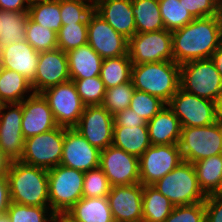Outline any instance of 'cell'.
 <instances>
[{"label":"cell","mask_w":222,"mask_h":222,"mask_svg":"<svg viewBox=\"0 0 222 222\" xmlns=\"http://www.w3.org/2000/svg\"><path fill=\"white\" fill-rule=\"evenodd\" d=\"M147 127L152 145L179 143L182 126L180 120L167 104L147 122Z\"/></svg>","instance_id":"603a6c76"},{"label":"cell","mask_w":222,"mask_h":222,"mask_svg":"<svg viewBox=\"0 0 222 222\" xmlns=\"http://www.w3.org/2000/svg\"><path fill=\"white\" fill-rule=\"evenodd\" d=\"M182 159L194 163L222 154V129L218 122L209 126L182 127L178 143Z\"/></svg>","instance_id":"8992f818"},{"label":"cell","mask_w":222,"mask_h":222,"mask_svg":"<svg viewBox=\"0 0 222 222\" xmlns=\"http://www.w3.org/2000/svg\"><path fill=\"white\" fill-rule=\"evenodd\" d=\"M171 33L175 63L209 59L222 43V16L196 18Z\"/></svg>","instance_id":"6da1fadb"},{"label":"cell","mask_w":222,"mask_h":222,"mask_svg":"<svg viewBox=\"0 0 222 222\" xmlns=\"http://www.w3.org/2000/svg\"><path fill=\"white\" fill-rule=\"evenodd\" d=\"M101 150L92 146L74 128L65 129L60 165L82 172L99 167Z\"/></svg>","instance_id":"ac0fdd59"},{"label":"cell","mask_w":222,"mask_h":222,"mask_svg":"<svg viewBox=\"0 0 222 222\" xmlns=\"http://www.w3.org/2000/svg\"><path fill=\"white\" fill-rule=\"evenodd\" d=\"M174 206L204 202L193 163L182 161L176 168L153 184Z\"/></svg>","instance_id":"5b68a950"},{"label":"cell","mask_w":222,"mask_h":222,"mask_svg":"<svg viewBox=\"0 0 222 222\" xmlns=\"http://www.w3.org/2000/svg\"><path fill=\"white\" fill-rule=\"evenodd\" d=\"M180 88L215 101L222 91V78L210 58L195 60L180 65Z\"/></svg>","instance_id":"52a82bcc"},{"label":"cell","mask_w":222,"mask_h":222,"mask_svg":"<svg viewBox=\"0 0 222 222\" xmlns=\"http://www.w3.org/2000/svg\"><path fill=\"white\" fill-rule=\"evenodd\" d=\"M183 161L178 144L151 145L140 157V183L153 185Z\"/></svg>","instance_id":"8fae6325"},{"label":"cell","mask_w":222,"mask_h":222,"mask_svg":"<svg viewBox=\"0 0 222 222\" xmlns=\"http://www.w3.org/2000/svg\"><path fill=\"white\" fill-rule=\"evenodd\" d=\"M65 129L58 126L48 132L25 139L24 151L19 161L47 170L60 165Z\"/></svg>","instance_id":"ba28073f"},{"label":"cell","mask_w":222,"mask_h":222,"mask_svg":"<svg viewBox=\"0 0 222 222\" xmlns=\"http://www.w3.org/2000/svg\"><path fill=\"white\" fill-rule=\"evenodd\" d=\"M205 222H222V198L207 195L204 201Z\"/></svg>","instance_id":"bcb514c9"},{"label":"cell","mask_w":222,"mask_h":222,"mask_svg":"<svg viewBox=\"0 0 222 222\" xmlns=\"http://www.w3.org/2000/svg\"><path fill=\"white\" fill-rule=\"evenodd\" d=\"M71 80L74 82L77 93L85 106L102 105L106 87L100 76Z\"/></svg>","instance_id":"ab89813d"},{"label":"cell","mask_w":222,"mask_h":222,"mask_svg":"<svg viewBox=\"0 0 222 222\" xmlns=\"http://www.w3.org/2000/svg\"><path fill=\"white\" fill-rule=\"evenodd\" d=\"M132 65L129 54L103 59L99 76L106 89L131 81Z\"/></svg>","instance_id":"1f68e13d"},{"label":"cell","mask_w":222,"mask_h":222,"mask_svg":"<svg viewBox=\"0 0 222 222\" xmlns=\"http://www.w3.org/2000/svg\"><path fill=\"white\" fill-rule=\"evenodd\" d=\"M0 222H9V221H8L7 218L4 216V217H0Z\"/></svg>","instance_id":"11a10c76"},{"label":"cell","mask_w":222,"mask_h":222,"mask_svg":"<svg viewBox=\"0 0 222 222\" xmlns=\"http://www.w3.org/2000/svg\"><path fill=\"white\" fill-rule=\"evenodd\" d=\"M197 181L204 194H212L219 186L222 176V154L210 156L193 163Z\"/></svg>","instance_id":"4dcf8cb0"},{"label":"cell","mask_w":222,"mask_h":222,"mask_svg":"<svg viewBox=\"0 0 222 222\" xmlns=\"http://www.w3.org/2000/svg\"><path fill=\"white\" fill-rule=\"evenodd\" d=\"M29 3H31V2H35V1H37V0H27Z\"/></svg>","instance_id":"9f6ffc18"},{"label":"cell","mask_w":222,"mask_h":222,"mask_svg":"<svg viewBox=\"0 0 222 222\" xmlns=\"http://www.w3.org/2000/svg\"><path fill=\"white\" fill-rule=\"evenodd\" d=\"M84 175L62 165L48 170L49 206L57 216H63L83 197Z\"/></svg>","instance_id":"277c9868"},{"label":"cell","mask_w":222,"mask_h":222,"mask_svg":"<svg viewBox=\"0 0 222 222\" xmlns=\"http://www.w3.org/2000/svg\"><path fill=\"white\" fill-rule=\"evenodd\" d=\"M128 54L133 65L174 61L172 33L166 29L136 33L128 40Z\"/></svg>","instance_id":"9c48e42d"},{"label":"cell","mask_w":222,"mask_h":222,"mask_svg":"<svg viewBox=\"0 0 222 222\" xmlns=\"http://www.w3.org/2000/svg\"><path fill=\"white\" fill-rule=\"evenodd\" d=\"M88 23L62 25L57 32L58 48L64 52L87 44Z\"/></svg>","instance_id":"74e56055"},{"label":"cell","mask_w":222,"mask_h":222,"mask_svg":"<svg viewBox=\"0 0 222 222\" xmlns=\"http://www.w3.org/2000/svg\"><path fill=\"white\" fill-rule=\"evenodd\" d=\"M5 217L9 222H56L58 216L50 207L21 205L10 202Z\"/></svg>","instance_id":"836d02e7"},{"label":"cell","mask_w":222,"mask_h":222,"mask_svg":"<svg viewBox=\"0 0 222 222\" xmlns=\"http://www.w3.org/2000/svg\"><path fill=\"white\" fill-rule=\"evenodd\" d=\"M94 11V0H60L62 25L88 23Z\"/></svg>","instance_id":"8d00e7d4"},{"label":"cell","mask_w":222,"mask_h":222,"mask_svg":"<svg viewBox=\"0 0 222 222\" xmlns=\"http://www.w3.org/2000/svg\"><path fill=\"white\" fill-rule=\"evenodd\" d=\"M87 43L102 59L128 54V39L118 33L95 11L88 17Z\"/></svg>","instance_id":"9a60e30c"},{"label":"cell","mask_w":222,"mask_h":222,"mask_svg":"<svg viewBox=\"0 0 222 222\" xmlns=\"http://www.w3.org/2000/svg\"><path fill=\"white\" fill-rule=\"evenodd\" d=\"M12 160L0 148V177H6Z\"/></svg>","instance_id":"681fc988"},{"label":"cell","mask_w":222,"mask_h":222,"mask_svg":"<svg viewBox=\"0 0 222 222\" xmlns=\"http://www.w3.org/2000/svg\"><path fill=\"white\" fill-rule=\"evenodd\" d=\"M112 145L139 158L152 145L148 127H113Z\"/></svg>","instance_id":"484cf974"},{"label":"cell","mask_w":222,"mask_h":222,"mask_svg":"<svg viewBox=\"0 0 222 222\" xmlns=\"http://www.w3.org/2000/svg\"><path fill=\"white\" fill-rule=\"evenodd\" d=\"M22 134L24 139L58 127L48 101L42 94L33 93L21 102Z\"/></svg>","instance_id":"ffe728a7"},{"label":"cell","mask_w":222,"mask_h":222,"mask_svg":"<svg viewBox=\"0 0 222 222\" xmlns=\"http://www.w3.org/2000/svg\"><path fill=\"white\" fill-rule=\"evenodd\" d=\"M135 91L132 81L106 89L102 106L113 116L130 107Z\"/></svg>","instance_id":"f35d334b"},{"label":"cell","mask_w":222,"mask_h":222,"mask_svg":"<svg viewBox=\"0 0 222 222\" xmlns=\"http://www.w3.org/2000/svg\"><path fill=\"white\" fill-rule=\"evenodd\" d=\"M56 222H67L62 216H58Z\"/></svg>","instance_id":"db71d44e"},{"label":"cell","mask_w":222,"mask_h":222,"mask_svg":"<svg viewBox=\"0 0 222 222\" xmlns=\"http://www.w3.org/2000/svg\"><path fill=\"white\" fill-rule=\"evenodd\" d=\"M11 202L38 207L49 206L48 170L12 161L7 174Z\"/></svg>","instance_id":"7a4b0ae2"},{"label":"cell","mask_w":222,"mask_h":222,"mask_svg":"<svg viewBox=\"0 0 222 222\" xmlns=\"http://www.w3.org/2000/svg\"><path fill=\"white\" fill-rule=\"evenodd\" d=\"M26 41L37 51L58 48L57 33L34 22L30 17L26 24Z\"/></svg>","instance_id":"d590c367"},{"label":"cell","mask_w":222,"mask_h":222,"mask_svg":"<svg viewBox=\"0 0 222 222\" xmlns=\"http://www.w3.org/2000/svg\"><path fill=\"white\" fill-rule=\"evenodd\" d=\"M182 127L209 126L216 122L214 101L198 97L181 88L167 104Z\"/></svg>","instance_id":"7c38bea8"},{"label":"cell","mask_w":222,"mask_h":222,"mask_svg":"<svg viewBox=\"0 0 222 222\" xmlns=\"http://www.w3.org/2000/svg\"><path fill=\"white\" fill-rule=\"evenodd\" d=\"M113 125L114 116L102 105H88L74 129L92 146L103 150L113 143Z\"/></svg>","instance_id":"5bb4252c"},{"label":"cell","mask_w":222,"mask_h":222,"mask_svg":"<svg viewBox=\"0 0 222 222\" xmlns=\"http://www.w3.org/2000/svg\"><path fill=\"white\" fill-rule=\"evenodd\" d=\"M210 59L213 62L214 66L216 67V69L218 70V72L222 78V43L214 51V53L211 55Z\"/></svg>","instance_id":"f907efd6"},{"label":"cell","mask_w":222,"mask_h":222,"mask_svg":"<svg viewBox=\"0 0 222 222\" xmlns=\"http://www.w3.org/2000/svg\"><path fill=\"white\" fill-rule=\"evenodd\" d=\"M111 184L100 167L85 172L83 180V197H108Z\"/></svg>","instance_id":"b9f144b4"},{"label":"cell","mask_w":222,"mask_h":222,"mask_svg":"<svg viewBox=\"0 0 222 222\" xmlns=\"http://www.w3.org/2000/svg\"><path fill=\"white\" fill-rule=\"evenodd\" d=\"M70 79L100 75L103 59L87 43L67 52Z\"/></svg>","instance_id":"d4e9b609"},{"label":"cell","mask_w":222,"mask_h":222,"mask_svg":"<svg viewBox=\"0 0 222 222\" xmlns=\"http://www.w3.org/2000/svg\"><path fill=\"white\" fill-rule=\"evenodd\" d=\"M62 217L67 222H115L107 197H82Z\"/></svg>","instance_id":"cb8c5ba5"},{"label":"cell","mask_w":222,"mask_h":222,"mask_svg":"<svg viewBox=\"0 0 222 222\" xmlns=\"http://www.w3.org/2000/svg\"><path fill=\"white\" fill-rule=\"evenodd\" d=\"M39 52L26 40L10 44L0 50L2 68L20 73L30 83L36 74Z\"/></svg>","instance_id":"7402d4cb"},{"label":"cell","mask_w":222,"mask_h":222,"mask_svg":"<svg viewBox=\"0 0 222 222\" xmlns=\"http://www.w3.org/2000/svg\"><path fill=\"white\" fill-rule=\"evenodd\" d=\"M159 10L167 31H175L194 20L180 0H158Z\"/></svg>","instance_id":"e575fe53"},{"label":"cell","mask_w":222,"mask_h":222,"mask_svg":"<svg viewBox=\"0 0 222 222\" xmlns=\"http://www.w3.org/2000/svg\"><path fill=\"white\" fill-rule=\"evenodd\" d=\"M99 167L111 186L140 183L139 158L114 145L101 150Z\"/></svg>","instance_id":"4fadbf2b"},{"label":"cell","mask_w":222,"mask_h":222,"mask_svg":"<svg viewBox=\"0 0 222 222\" xmlns=\"http://www.w3.org/2000/svg\"><path fill=\"white\" fill-rule=\"evenodd\" d=\"M131 81L136 90L168 104L180 88V65L174 61L132 65Z\"/></svg>","instance_id":"3957f363"},{"label":"cell","mask_w":222,"mask_h":222,"mask_svg":"<svg viewBox=\"0 0 222 222\" xmlns=\"http://www.w3.org/2000/svg\"><path fill=\"white\" fill-rule=\"evenodd\" d=\"M31 83L20 73L6 68L0 72V103H21L33 94Z\"/></svg>","instance_id":"4316f807"},{"label":"cell","mask_w":222,"mask_h":222,"mask_svg":"<svg viewBox=\"0 0 222 222\" xmlns=\"http://www.w3.org/2000/svg\"><path fill=\"white\" fill-rule=\"evenodd\" d=\"M28 11H0V50L26 40Z\"/></svg>","instance_id":"83f0119b"},{"label":"cell","mask_w":222,"mask_h":222,"mask_svg":"<svg viewBox=\"0 0 222 222\" xmlns=\"http://www.w3.org/2000/svg\"><path fill=\"white\" fill-rule=\"evenodd\" d=\"M28 13L34 22L56 33L62 26L60 0H37L31 2Z\"/></svg>","instance_id":"d6a6232c"},{"label":"cell","mask_w":222,"mask_h":222,"mask_svg":"<svg viewBox=\"0 0 222 222\" xmlns=\"http://www.w3.org/2000/svg\"><path fill=\"white\" fill-rule=\"evenodd\" d=\"M214 109L216 122L222 123V91L214 101Z\"/></svg>","instance_id":"816d5d0a"},{"label":"cell","mask_w":222,"mask_h":222,"mask_svg":"<svg viewBox=\"0 0 222 222\" xmlns=\"http://www.w3.org/2000/svg\"><path fill=\"white\" fill-rule=\"evenodd\" d=\"M29 6L27 0H0V11H28Z\"/></svg>","instance_id":"c3c4849f"},{"label":"cell","mask_w":222,"mask_h":222,"mask_svg":"<svg viewBox=\"0 0 222 222\" xmlns=\"http://www.w3.org/2000/svg\"><path fill=\"white\" fill-rule=\"evenodd\" d=\"M10 202L7 177H0V217H4L6 215Z\"/></svg>","instance_id":"7dc6e473"},{"label":"cell","mask_w":222,"mask_h":222,"mask_svg":"<svg viewBox=\"0 0 222 222\" xmlns=\"http://www.w3.org/2000/svg\"><path fill=\"white\" fill-rule=\"evenodd\" d=\"M94 11L128 40L136 34L132 0H94Z\"/></svg>","instance_id":"44dd1931"},{"label":"cell","mask_w":222,"mask_h":222,"mask_svg":"<svg viewBox=\"0 0 222 222\" xmlns=\"http://www.w3.org/2000/svg\"><path fill=\"white\" fill-rule=\"evenodd\" d=\"M41 94L48 101L58 126L74 128L77 125L85 105L72 80L46 89Z\"/></svg>","instance_id":"30bf717a"},{"label":"cell","mask_w":222,"mask_h":222,"mask_svg":"<svg viewBox=\"0 0 222 222\" xmlns=\"http://www.w3.org/2000/svg\"><path fill=\"white\" fill-rule=\"evenodd\" d=\"M211 195L222 198V176L218 188Z\"/></svg>","instance_id":"f5cc1de1"},{"label":"cell","mask_w":222,"mask_h":222,"mask_svg":"<svg viewBox=\"0 0 222 222\" xmlns=\"http://www.w3.org/2000/svg\"><path fill=\"white\" fill-rule=\"evenodd\" d=\"M165 105L166 103L158 97L135 89L129 108L144 121L149 122Z\"/></svg>","instance_id":"60d3db41"},{"label":"cell","mask_w":222,"mask_h":222,"mask_svg":"<svg viewBox=\"0 0 222 222\" xmlns=\"http://www.w3.org/2000/svg\"><path fill=\"white\" fill-rule=\"evenodd\" d=\"M22 104L0 105V148L12 160H20L25 139L22 134Z\"/></svg>","instance_id":"e0dca14e"},{"label":"cell","mask_w":222,"mask_h":222,"mask_svg":"<svg viewBox=\"0 0 222 222\" xmlns=\"http://www.w3.org/2000/svg\"><path fill=\"white\" fill-rule=\"evenodd\" d=\"M143 185L112 186L108 203L115 222H142Z\"/></svg>","instance_id":"d6986e66"},{"label":"cell","mask_w":222,"mask_h":222,"mask_svg":"<svg viewBox=\"0 0 222 222\" xmlns=\"http://www.w3.org/2000/svg\"><path fill=\"white\" fill-rule=\"evenodd\" d=\"M174 204L153 185H143V222H164L174 209Z\"/></svg>","instance_id":"f1b7e54d"},{"label":"cell","mask_w":222,"mask_h":222,"mask_svg":"<svg viewBox=\"0 0 222 222\" xmlns=\"http://www.w3.org/2000/svg\"><path fill=\"white\" fill-rule=\"evenodd\" d=\"M164 222H205L204 202L175 206Z\"/></svg>","instance_id":"7bdbcfd3"},{"label":"cell","mask_w":222,"mask_h":222,"mask_svg":"<svg viewBox=\"0 0 222 222\" xmlns=\"http://www.w3.org/2000/svg\"><path fill=\"white\" fill-rule=\"evenodd\" d=\"M191 16L196 18L221 15V0H180Z\"/></svg>","instance_id":"ee69618b"},{"label":"cell","mask_w":222,"mask_h":222,"mask_svg":"<svg viewBox=\"0 0 222 222\" xmlns=\"http://www.w3.org/2000/svg\"><path fill=\"white\" fill-rule=\"evenodd\" d=\"M67 53L59 48L39 52L36 74L31 83L34 93L70 81Z\"/></svg>","instance_id":"2e32d148"},{"label":"cell","mask_w":222,"mask_h":222,"mask_svg":"<svg viewBox=\"0 0 222 222\" xmlns=\"http://www.w3.org/2000/svg\"><path fill=\"white\" fill-rule=\"evenodd\" d=\"M147 126V122L144 121L139 115H137L130 108L119 111L114 115L113 127H137Z\"/></svg>","instance_id":"f6af8a7d"},{"label":"cell","mask_w":222,"mask_h":222,"mask_svg":"<svg viewBox=\"0 0 222 222\" xmlns=\"http://www.w3.org/2000/svg\"><path fill=\"white\" fill-rule=\"evenodd\" d=\"M136 33L163 30L158 0H132Z\"/></svg>","instance_id":"f546056e"}]
</instances>
